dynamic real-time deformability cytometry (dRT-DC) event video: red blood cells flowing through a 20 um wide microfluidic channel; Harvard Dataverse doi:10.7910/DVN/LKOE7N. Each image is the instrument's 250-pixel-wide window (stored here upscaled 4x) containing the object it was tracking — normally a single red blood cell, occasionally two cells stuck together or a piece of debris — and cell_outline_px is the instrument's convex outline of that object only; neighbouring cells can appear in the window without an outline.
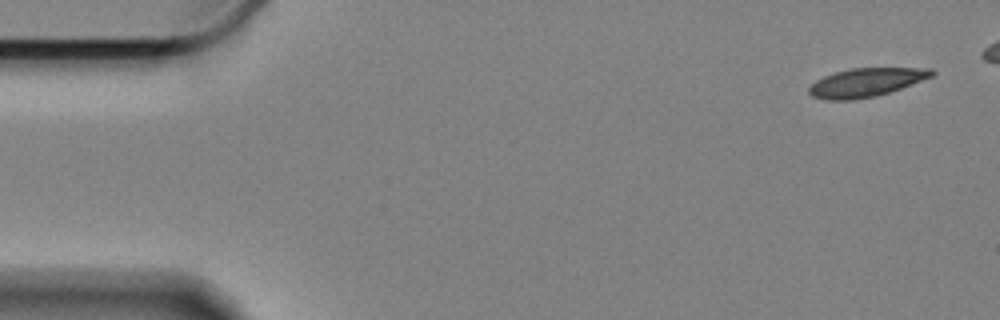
{"species": "Egyptian fruit bat (a non-hibernating species)", "species_latin": "Rousettus aegyptiacus", "temperature_condition": "cold", "stored_images_in_passage": 51, "camera_frame_rate_fps": 3000, "um_per_image_px": 0.085, "animal": {"sex": "female"}, "frame": {"image": 1, "passage_image": 1, "time_ms": 0.0, "image_size_px": [1000, 320], "cell_outline_px": [[936, 72], [932, 76], [900, 88], [876, 96], [852, 100], [824, 100], [812, 96], [808, 92], [808, 88], [816, 80], [824, 76], [836, 72], [852, 68], [932, 68]], "centroid_in_image_um": [73.58, 7.01], "position_along_channel_um": 11.4, "area_um2": 20.29}}
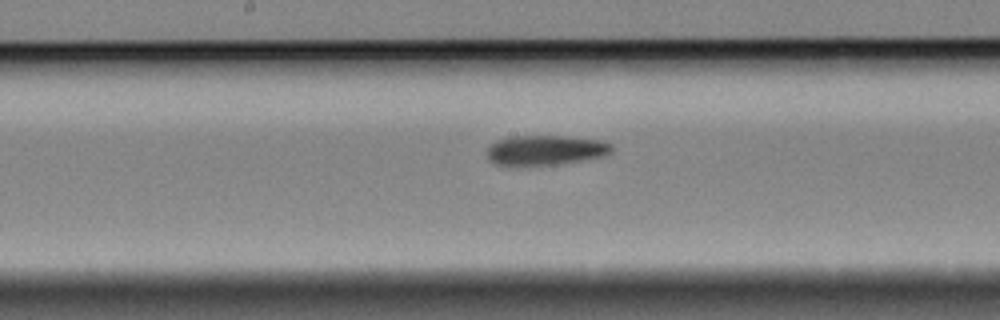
{"frame": {"image": 2, "passage_image": 28, "time_ms": 9.0, "image_size_px": [1000, 320], "cell_outline_px": [[612, 152], [604, 156], [584, 160], [556, 164], [496, 164], [488, 160], [488, 148], [496, 140], [512, 136], [564, 136], [600, 140], [612, 144]], "centroid_in_image_um": [46.41, 12.74], "position_along_channel_um": 201.8, "area_um2": 21.39}}
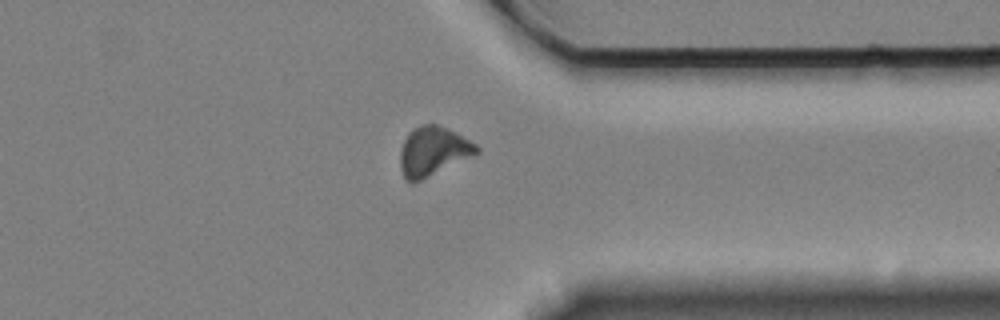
{"frame": {"image": 3, "passage_image": 44, "time_ms": 14.333, "image_size_px": [1000, 320], "cell_outline_px": [[480, 152], [476, 156], [412, 184], [404, 176], [400, 168], [400, 148], [408, 132], [420, 124], [436, 124], [448, 128], [456, 132], [476, 144], [480, 148]], "centroid_in_image_um": [36.84, 12.86], "position_along_channel_um": 374.6, "area_um2": 22.31}, "authors_computed_cell_mechanics": {"area_um2": 21.5594, "velocity_mm_per_s": 3.3214, "shape_relaxation_time_tau1_ms": 10.2438, "shape_relaxation_time_tau2_ms": null, "deformation_change_tau1": 0.1571, "deformation_change_tau2": null}}